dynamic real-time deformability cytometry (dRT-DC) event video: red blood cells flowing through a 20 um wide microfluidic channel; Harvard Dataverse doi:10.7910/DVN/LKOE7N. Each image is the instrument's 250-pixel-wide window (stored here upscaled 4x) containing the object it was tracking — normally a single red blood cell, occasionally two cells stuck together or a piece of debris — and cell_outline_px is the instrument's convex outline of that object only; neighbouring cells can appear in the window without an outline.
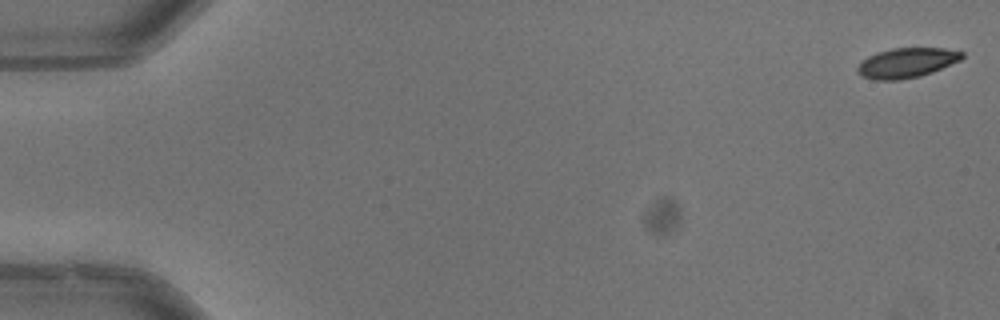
{"species": "common noctule bat (a hibernating species)", "species_latin": "Nyctalus noctula", "temperature_condition": "warm", "stored_images_in_passage": 53, "camera_frame_rate_fps": 3000, "um_per_image_px": 0.085, "animal": {"sex": "male", "body_mass_g": 13.3}, "frame": {"image": 1, "passage_image": 1, "time_ms": 0.0, "image_size_px": [1000, 320], "cell_outline_px": [[964, 56], [960, 60], [932, 72], [920, 76], [900, 80], [876, 80], [860, 76], [856, 72], [856, 68], [868, 56], [876, 52], [892, 48], [944, 48], [964, 52]], "centroid_in_image_um": [77.04, 5.34], "position_along_channel_um": 8.0, "area_um2": 18.21}}
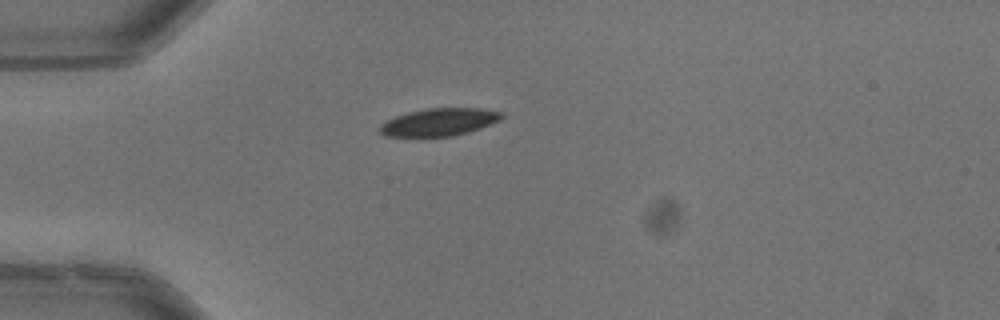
{"frame": {"image": 2, "passage_image": 15, "time_ms": 4.667, "image_size_px": [1000, 320], "cell_outline_px": [[504, 116], [500, 120], [480, 128], [468, 132], [452, 136], [384, 136], [376, 128], [380, 124], [396, 116], [408, 112], [424, 108], [480, 108], [504, 112]], "centroid_in_image_um": [37.32, 10.37], "position_along_channel_um": 47.7, "area_um2": 19.65}, "authors_computed_cell_mechanics": {"area_um2": 19.9988, "velocity_mm_per_s": 3.9741, "shape_relaxation_time_tau1_ms": 4.262, "shape_relaxation_time_tau2_ms": 2.9182, "deformation_change_tau1": 0.1305, "deformation_change_tau2": 0.0498}}